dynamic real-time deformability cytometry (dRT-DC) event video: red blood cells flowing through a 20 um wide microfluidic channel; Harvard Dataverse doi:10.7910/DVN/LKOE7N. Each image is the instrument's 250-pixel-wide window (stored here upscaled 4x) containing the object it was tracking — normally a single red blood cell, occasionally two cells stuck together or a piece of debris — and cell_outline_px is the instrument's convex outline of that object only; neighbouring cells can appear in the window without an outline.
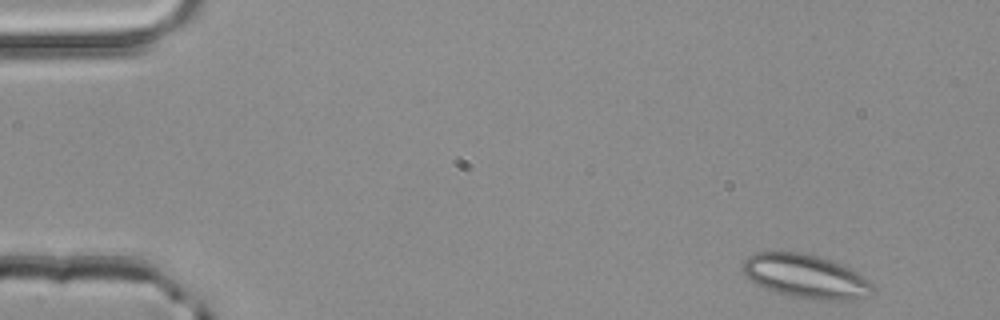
{"species": "common noctule bat (a hibernating species)", "species_latin": "Nyctalus noctula", "temperature_condition": "room temperature", "stored_images_in_passage": 49, "segment_of_instrument_passage": [1, 2], "camera_frame_rate_fps": 3000, "um_per_image_px": 0.085, "animal": {"sex": "male", "body_mass_g": 20.4}, "frame": {"image": 1, "passage_image": 1, "time_ms": 0.0, "image_size_px": [1000, 320], "cell_outline_px": [[872, 292], [868, 296], [852, 300], [812, 300], [788, 296], [764, 288], [756, 284], [744, 272], [744, 260], [748, 256], [756, 252], [804, 252], [820, 256], [840, 264], [864, 276], [872, 284]], "centroid_in_image_um": [68.5, 23.5], "position_along_channel_um": 16.5, "area_um2": 33.12}}